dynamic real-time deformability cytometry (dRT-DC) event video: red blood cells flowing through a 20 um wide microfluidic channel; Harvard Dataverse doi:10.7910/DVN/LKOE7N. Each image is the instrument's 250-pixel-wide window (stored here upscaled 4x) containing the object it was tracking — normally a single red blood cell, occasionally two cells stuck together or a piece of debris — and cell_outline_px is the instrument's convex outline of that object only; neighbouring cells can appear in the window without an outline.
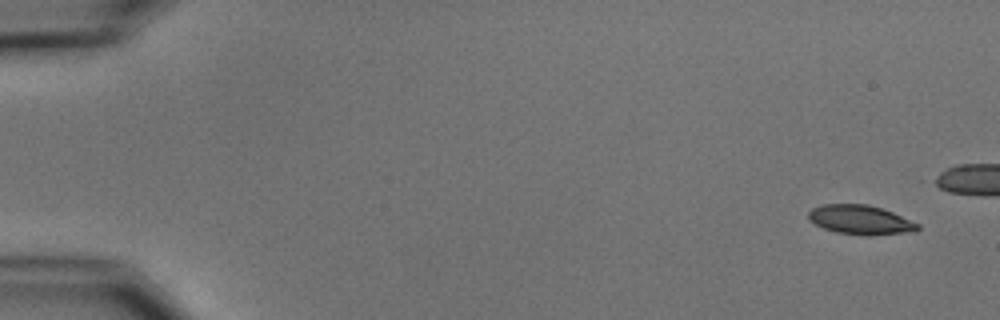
{"species": "common noctule bat (a hibernating species)", "species_latin": "Nyctalus noctula", "temperature_condition": "cold", "stored_images_in_passage": 7, "camera_frame_rate_fps": 3000, "um_per_image_px": 0.085, "animal": {"sex": "male", "body_mass_g": 15.6}, "frame": {"image": 1, "passage_image": 1, "time_ms": 0.0, "image_size_px": [1000, 320], "cell_outline_px": [[920, 228], [916, 232], [868, 236], [836, 232], [824, 228], [808, 220], [808, 212], [812, 208], [824, 204], [868, 204], [892, 212], [920, 224]], "centroid_in_image_um": [73.16, 18.69], "position_along_channel_um": 11.8, "area_um2": 18.79}}